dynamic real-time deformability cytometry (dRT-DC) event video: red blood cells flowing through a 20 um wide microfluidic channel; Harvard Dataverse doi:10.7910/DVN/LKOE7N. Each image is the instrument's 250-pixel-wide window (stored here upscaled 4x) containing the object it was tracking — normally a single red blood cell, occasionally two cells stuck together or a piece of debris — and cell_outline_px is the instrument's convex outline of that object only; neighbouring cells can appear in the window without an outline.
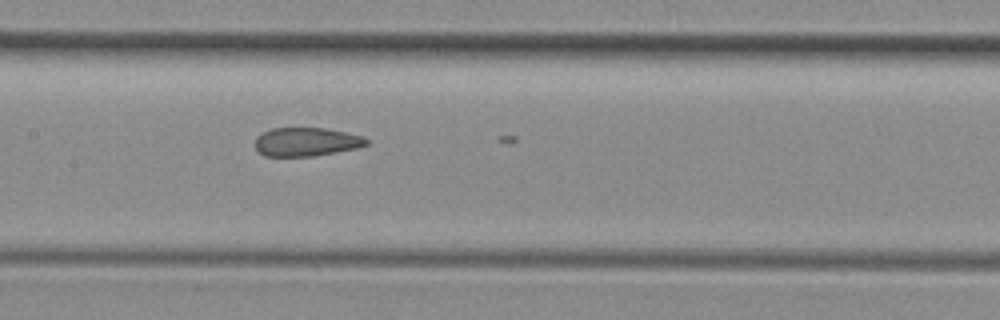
{"species": "common noctule bat (a hibernating species)", "species_latin": "Nyctalus noctula", "temperature_condition": "room temperature", "stored_images_in_passage": 7, "camera_frame_rate_fps": 3000, "um_per_image_px": 0.085, "animal": {"sex": "female", "body_mass_g": 29.2, "forearm_length_mm": 56.3}, "frame": {"image": 1, "passage_image": 5, "time_ms": 1.333, "image_size_px": [1000, 320], "cell_outline_px": [[368, 144], [356, 148], [336, 152], [312, 156], [264, 156], [256, 148], [256, 136], [272, 128], [324, 128], [344, 132], [360, 136], [368, 140]], "centroid_in_image_um": [26.01, 12.06], "position_along_channel_um": 181.4, "area_um2": 18.32}}